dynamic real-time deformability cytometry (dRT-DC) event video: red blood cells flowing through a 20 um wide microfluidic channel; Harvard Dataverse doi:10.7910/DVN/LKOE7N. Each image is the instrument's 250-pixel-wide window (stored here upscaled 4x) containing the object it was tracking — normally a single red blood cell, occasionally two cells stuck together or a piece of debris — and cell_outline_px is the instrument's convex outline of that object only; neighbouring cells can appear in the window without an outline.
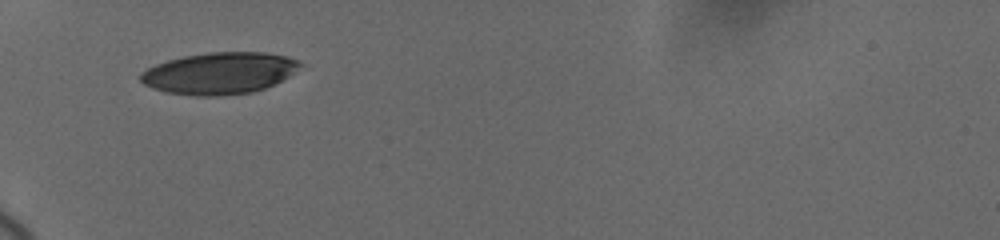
{"species": "human", "species_latin": "Homo sapiens", "temperature_condition": "cold", "stored_images_in_passage": 41, "camera_frame_rate_fps": 3000, "um_per_image_px": 0.085, "donor": {"sex": "female"}, "frame": {"image": 1, "passage_image": 1, "time_ms": 0.0, "image_size_px": [1000, 240], "cell_outline_px": [[304, 64], [288, 76], [264, 88], [252, 92], [216, 96], [196, 96], [164, 92], [152, 88], [144, 84], [140, 80], [140, 72], [156, 64], [168, 60], [184, 56], [208, 52], [268, 52], [300, 60]], "centroid_in_image_um": [18.63, 6.21], "position_along_channel_um": 66.4, "area_um2": 38.73}}
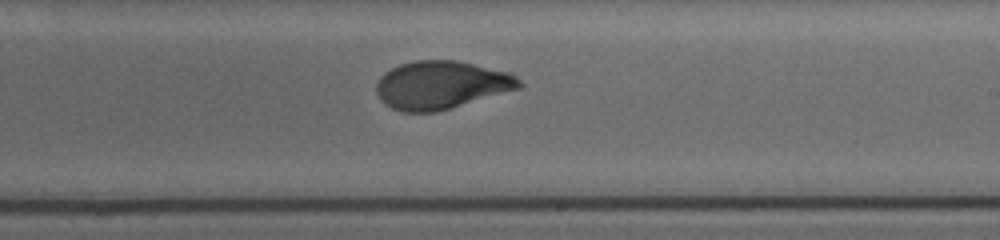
{"frame": {"image": 2, "passage_image": 24, "time_ms": 5.333, "image_size_px": [1000, 240], "cell_outline_px": [[524, 84], [520, 88], [436, 112], [404, 112], [392, 108], [384, 104], [376, 92], [376, 84], [380, 76], [384, 72], [400, 64], [416, 60], [456, 60], [508, 72], [516, 76]], "centroid_in_image_um": [37.48, 7.22], "position_along_channel_um": 251.5, "area_um2": 39.88}}
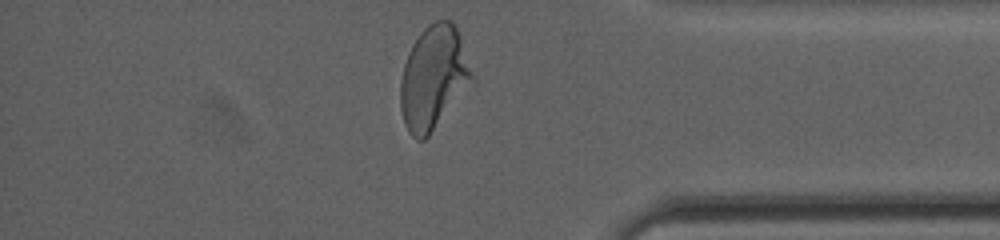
{"frame": {"image": 3, "passage_image": 40, "time_ms": 9.667, "image_size_px": [1000, 240], "cell_outline_px": [[472, 76], [428, 136], [424, 140], [416, 140], [408, 132], [404, 124], [400, 108], [400, 84], [404, 64], [408, 52], [412, 44], [420, 32], [428, 24], [436, 20], [452, 20], [460, 36]], "centroid_in_image_um": [36.75, 6.56], "position_along_channel_um": 398.5, "area_um2": 41.62}, "authors_computed_cell_mechanics": {"area_um2": 40.1132, "velocity_mm_per_s": 3.6652, "shape_relaxation_time_tau1_ms": 5.0914, "shape_relaxation_time_tau2_ms": 0.7697, "deformation_change_tau1": 0.1862, "deformation_change_tau2": 0.0541}}